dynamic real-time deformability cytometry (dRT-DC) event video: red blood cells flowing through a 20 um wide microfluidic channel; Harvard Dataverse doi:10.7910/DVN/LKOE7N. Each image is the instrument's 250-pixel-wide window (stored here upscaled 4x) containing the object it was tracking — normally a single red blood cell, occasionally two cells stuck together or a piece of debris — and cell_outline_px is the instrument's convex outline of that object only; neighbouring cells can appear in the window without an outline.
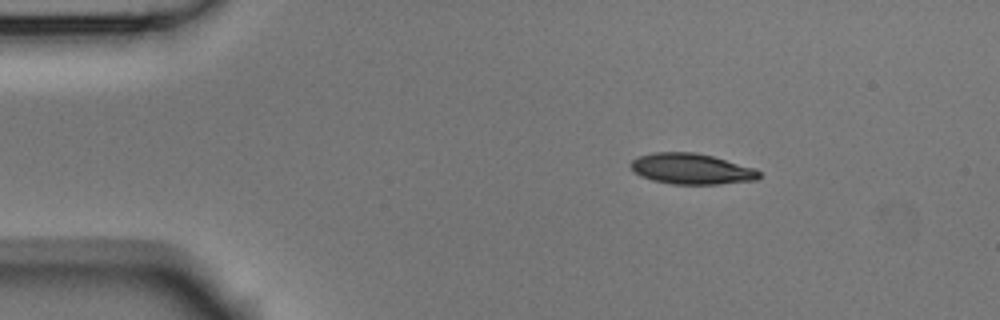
{"species": "Egyptian fruit bat (a non-hibernating species)", "species_latin": "Rousettus aegyptiacus", "temperature_condition": "room temperature", "stored_images_in_passage": 46, "camera_frame_rate_fps": 3000, "um_per_image_px": 0.085, "animal": {"sex": "male"}, "frame": {"image": 1, "passage_image": 1, "time_ms": 0.0, "image_size_px": [1000, 320], "cell_outline_px": [[760, 176], [756, 180], [720, 184], [672, 184], [652, 180], [640, 176], [628, 164], [636, 156], [652, 152], [696, 152], [712, 156], [756, 168], [760, 172]], "centroid_in_image_um": [58.76, 14.34], "position_along_channel_um": 26.2, "area_um2": 23.18}}
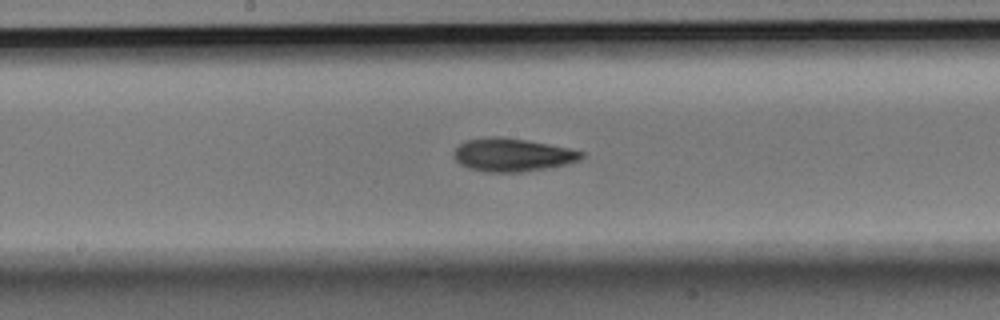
{"frame": {"image": 2, "passage_image": 20, "time_ms": 6.333, "image_size_px": [1000, 320], "cell_outline_px": [[584, 156], [580, 160], [568, 164], [548, 168], [520, 172], [484, 172], [468, 168], [460, 164], [452, 156], [452, 152], [464, 140], [488, 136], [500, 136], [528, 140], [568, 148], [584, 152]], "centroid_in_image_um": [43.52, 13.16], "position_along_channel_um": 204.7, "area_um2": 24.97}}
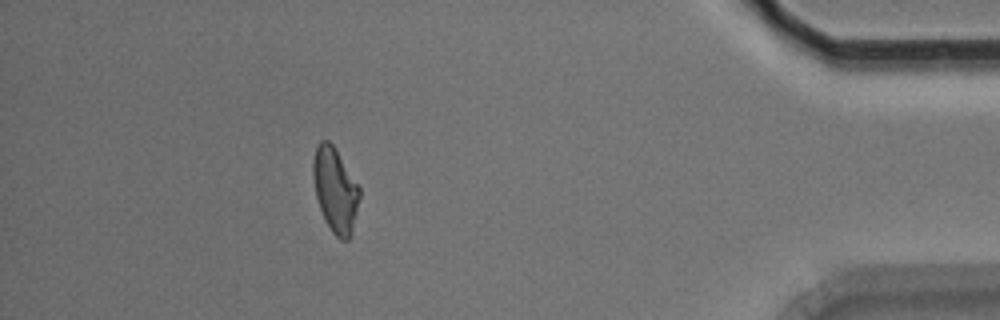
{"frame": {"image": 3, "passage_image": 40, "time_ms": 13.0, "image_size_px": [1000, 320], "cell_outline_px": [[360, 196], [352, 232], [348, 240], [340, 240], [332, 232], [324, 220], [316, 196], [312, 176], [312, 160], [316, 148], [320, 140], [328, 140], [332, 144], [360, 188]], "centroid_in_image_um": [28.48, 16.16], "position_along_channel_um": 406.7, "area_um2": 22.77}, "authors_computed_cell_mechanics": {"area_um2": 23.4957, "velocity_mm_per_s": 3.7862, "shape_relaxation_time_tau1_ms": 5.1653, "shape_relaxation_time_tau2_ms": 5.1738, "deformation_change_tau1": 0.1511, "deformation_change_tau2": 0.126}}